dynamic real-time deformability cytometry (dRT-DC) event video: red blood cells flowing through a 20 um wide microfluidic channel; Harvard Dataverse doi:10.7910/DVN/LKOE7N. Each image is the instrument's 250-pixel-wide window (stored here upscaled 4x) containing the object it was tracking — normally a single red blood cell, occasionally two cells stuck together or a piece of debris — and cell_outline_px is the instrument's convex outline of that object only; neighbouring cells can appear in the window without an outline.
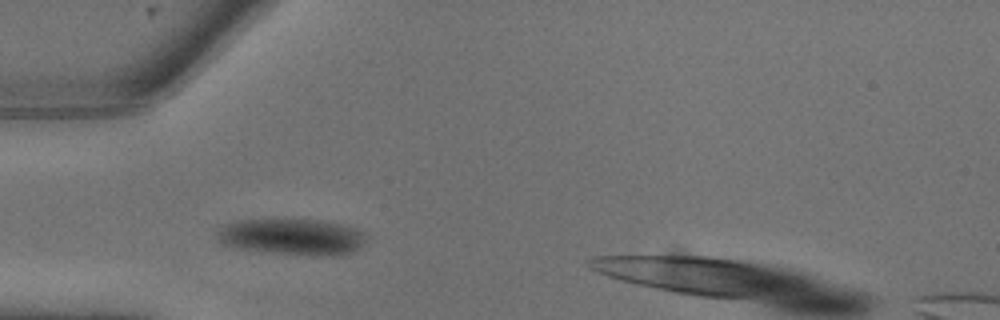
{"species": "common noctule bat (a hibernating species)", "species_latin": "Nyctalus noctula", "temperature_condition": "warm", "stored_images_in_passage": 7, "camera_frame_rate_fps": 3000, "um_per_image_px": 0.085, "animal": {"sex": "male", "body_mass_g": 13.3}, "frame": {"image": 1, "passage_image": 4, "time_ms": 1.0, "image_size_px": [1000, 320], "cell_outline_px": [[364, 236], [356, 252], [344, 256], [312, 256], [260, 252], [232, 248], [220, 244], [216, 232], [224, 224], [236, 220], [320, 220], [344, 224], [356, 228]], "centroid_in_image_um": [24.77, 20.16], "position_along_channel_um": 60.2, "area_um2": 32.08}}
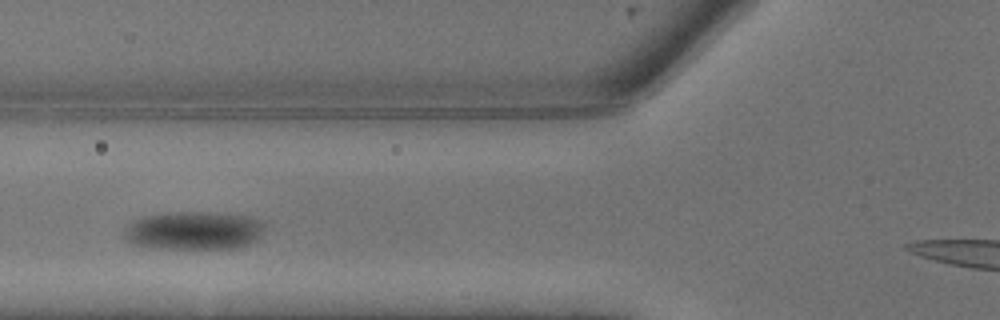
{"frame": {"image": 2, "passage_image": 6, "time_ms": 1.667, "image_size_px": [1000, 320], "cell_outline_px": [[264, 228], [260, 236], [256, 240], [248, 244], [236, 248], [156, 248], [136, 244], [128, 240], [124, 236], [124, 232], [128, 224], [132, 220], [144, 216], [164, 212], [216, 212], [252, 216], [260, 220], [264, 224]], "centroid_in_image_um": [16.5, 19.57], "position_along_channel_um": 109.3, "area_um2": 31.5}}